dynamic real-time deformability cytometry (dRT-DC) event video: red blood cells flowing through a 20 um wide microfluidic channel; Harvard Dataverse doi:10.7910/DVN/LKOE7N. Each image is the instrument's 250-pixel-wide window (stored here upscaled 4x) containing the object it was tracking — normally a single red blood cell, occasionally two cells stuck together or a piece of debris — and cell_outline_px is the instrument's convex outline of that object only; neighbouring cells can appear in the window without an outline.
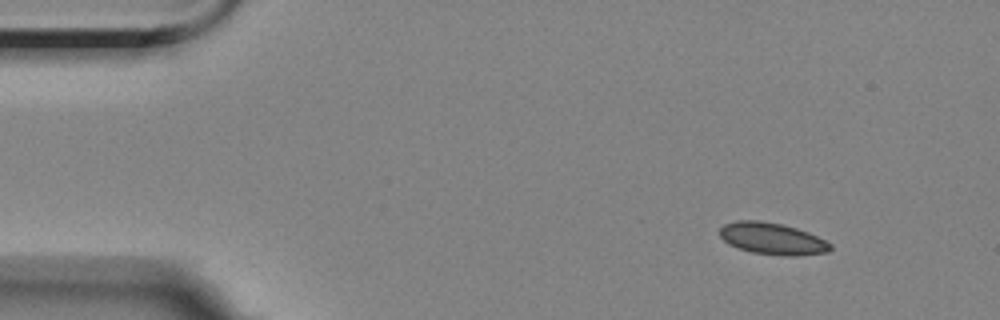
{"species": "Egyptian fruit bat (a non-hibernating species)", "species_latin": "Rousettus aegyptiacus", "temperature_condition": "room temperature", "stored_images_in_passage": 5, "camera_frame_rate_fps": 3000, "um_per_image_px": 0.085, "animal": {"sex": "female"}, "frame": {"image": 1, "passage_image": 1, "time_ms": 0.0, "image_size_px": [1000, 320], "cell_outline_px": [[832, 248], [828, 252], [796, 256], [784, 256], [752, 252], [728, 244], [720, 236], [720, 228], [724, 224], [736, 220], [760, 220], [780, 224], [796, 228], [808, 232], [832, 244]], "centroid_in_image_um": [65.64, 20.28], "position_along_channel_um": 19.4, "area_um2": 20.4}}
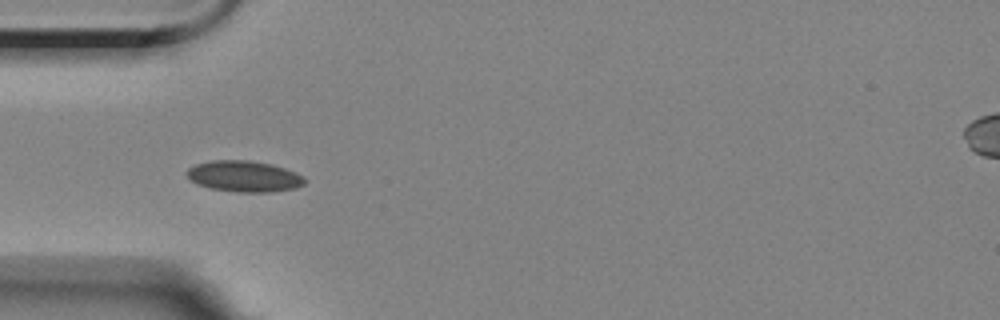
{"frame": {"image": 2, "passage_image": 4, "time_ms": 3.667, "image_size_px": [1000, 320], "cell_outline_px": [[304, 184], [296, 188], [272, 192], [240, 192], [208, 188], [196, 184], [184, 172], [188, 168], [196, 164], [212, 160], [248, 160], [272, 164], [296, 172], [304, 176]], "centroid_in_image_um": [20.74, 14.98], "position_along_channel_um": 64.3, "area_um2": 21.44}}
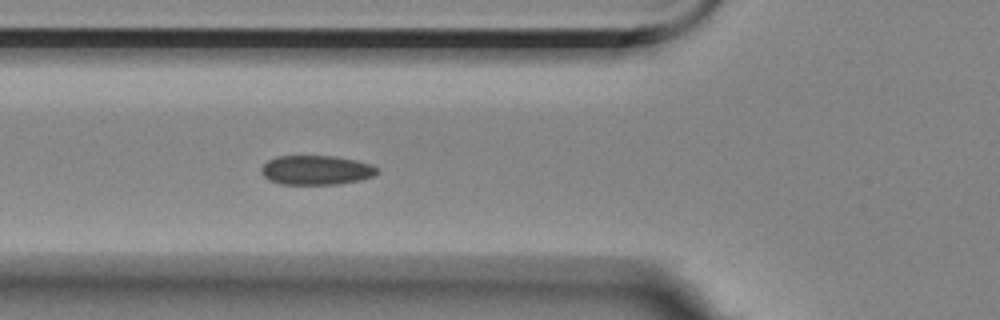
{"frame": {"image": 3, "passage_image": 5, "time_ms": 4.667, "image_size_px": [1000, 320], "cell_outline_px": [[380, 172], [372, 176], [360, 180], [340, 184], [280, 184], [268, 180], [260, 172], [260, 168], [268, 160], [276, 156], [336, 156], [372, 164], [380, 168]], "centroid_in_image_um": [26.89, 14.46], "position_along_channel_um": 98.9, "area_um2": 20.06}}